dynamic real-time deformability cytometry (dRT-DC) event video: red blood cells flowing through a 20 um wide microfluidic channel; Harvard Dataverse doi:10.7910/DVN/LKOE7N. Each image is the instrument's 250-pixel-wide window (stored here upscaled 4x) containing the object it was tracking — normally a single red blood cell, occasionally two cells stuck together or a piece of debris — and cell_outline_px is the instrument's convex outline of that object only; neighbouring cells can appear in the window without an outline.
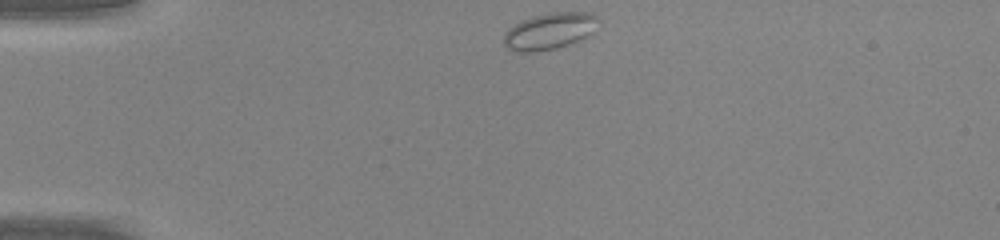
{"species": "common noctule bat (a hibernating species)", "species_latin": "Nyctalus noctula", "temperature_condition": "warm", "stored_images_in_passage": 34, "camera_frame_rate_fps": 3000, "um_per_image_px": 0.085, "animal": {"sex": "male", "body_mass_g": 20.0, "forearm_length_mm": 53.3}, "frame": {"image": 1, "passage_image": 1, "time_ms": 0.0, "image_size_px": [1000, 240], "cell_outline_px": [[600, 20], [592, 32], [588, 36], [580, 40], [556, 48], [536, 52], [520, 52], [508, 48], [504, 44], [504, 32], [508, 28], [520, 20], [532, 16], [552, 12], [588, 12], [596, 16]], "centroid_in_image_um": [46.7, 2.63], "position_along_channel_um": 38.3, "area_um2": 20.23}}
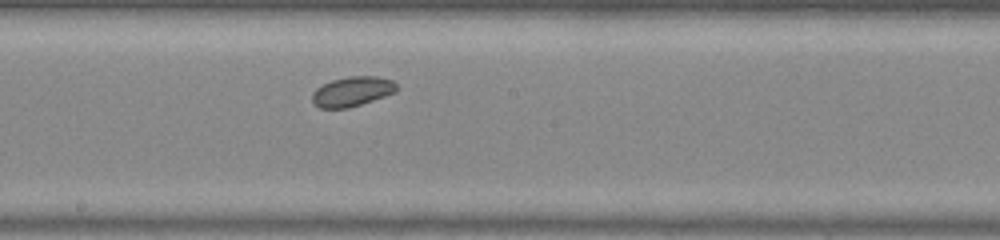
{"frame": {"image": 2, "passage_image": 17, "time_ms": 5.333, "image_size_px": [1000, 240], "cell_outline_px": [[400, 88], [396, 92], [348, 108], [320, 108], [312, 100], [312, 92], [316, 88], [332, 80], [348, 76], [376, 76], [392, 80]], "centroid_in_image_um": [29.95, 7.76], "position_along_channel_um": 218.2, "area_um2": 14.57}}
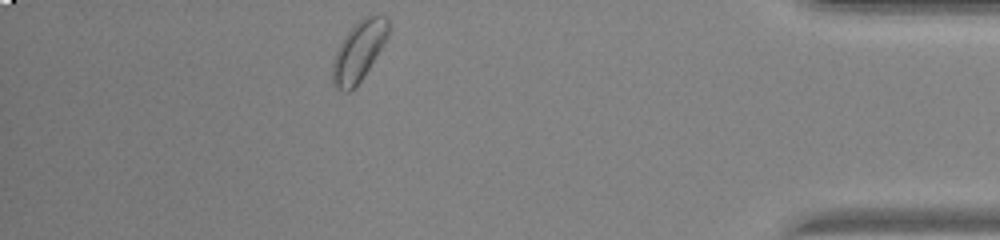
{"frame": {"image": 3, "passage_image": 33, "time_ms": 10.667, "image_size_px": [1000, 240], "cell_outline_px": [[388, 36], [356, 88], [348, 92], [344, 92], [336, 88], [332, 84], [332, 60], [344, 36], [364, 16], [372, 12], [376, 12], [384, 16], [388, 20]], "centroid_in_image_um": [30.48, 4.35], "position_along_channel_um": 404.7, "area_um2": 19.48}}